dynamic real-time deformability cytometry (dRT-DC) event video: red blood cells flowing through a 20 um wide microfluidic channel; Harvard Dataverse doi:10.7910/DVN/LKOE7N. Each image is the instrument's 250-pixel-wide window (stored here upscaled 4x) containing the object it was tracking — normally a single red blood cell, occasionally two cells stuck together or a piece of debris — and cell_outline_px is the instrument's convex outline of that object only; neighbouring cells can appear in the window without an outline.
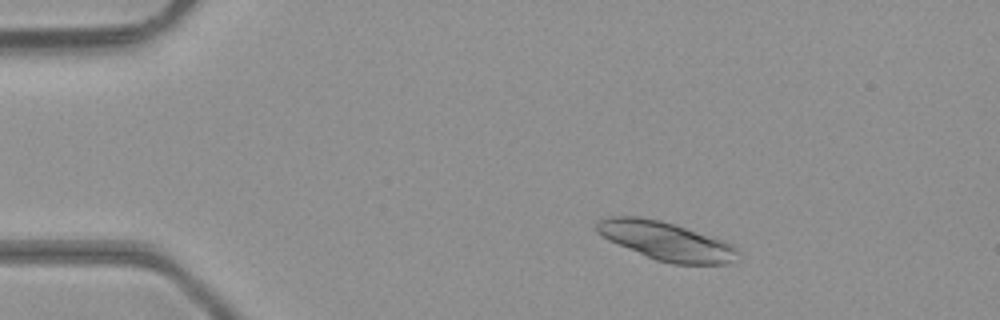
{"species": "common noctule bat (a hibernating species)", "species_latin": "Nyctalus noctula", "temperature_condition": "room temperature", "stored_images_in_passage": 4, "camera_frame_rate_fps": 3000, "um_per_image_px": 0.085, "animal": {"sex": "male", "body_mass_g": 23.1, "forearm_length_mm": 52.7}, "frame": {"image": 1, "passage_image": 1, "time_ms": 0.0, "image_size_px": [1000, 320], "cell_outline_px": [[740, 252], [728, 264], [672, 264], [656, 260], [608, 240], [596, 232], [596, 224], [600, 220], [608, 216], [640, 216], [660, 220], [676, 224], [724, 240], [732, 244]], "centroid_in_image_um": [56.61, 20.47], "position_along_channel_um": 28.4, "area_um2": 31.73}}